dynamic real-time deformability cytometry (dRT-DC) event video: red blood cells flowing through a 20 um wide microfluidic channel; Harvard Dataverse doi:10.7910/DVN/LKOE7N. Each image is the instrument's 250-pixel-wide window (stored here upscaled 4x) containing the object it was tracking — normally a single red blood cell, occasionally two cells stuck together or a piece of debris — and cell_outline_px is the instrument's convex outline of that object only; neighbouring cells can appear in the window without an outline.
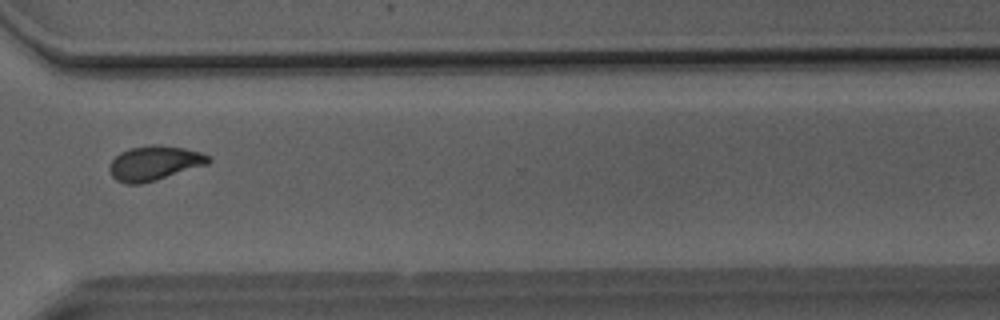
{"species": "Egyptian fruit bat (a non-hibernating species)", "species_latin": "Rousettus aegyptiacus", "temperature_condition": "room temperature", "stored_images_in_passage": 33, "camera_frame_rate_fps": 3000, "um_per_image_px": 0.085, "animal": {"sex": "male"}, "frame": {"image": 1, "passage_image": 23, "time_ms": 7.333, "image_size_px": [1000, 320], "cell_outline_px": [[212, 160], [208, 164], [156, 180], [140, 184], [124, 184], [116, 180], [112, 176], [108, 168], [108, 164], [120, 152], [128, 148], [152, 144], [160, 144], [184, 148], [200, 152], [208, 156]], "centroid_in_image_um": [13.09, 13.86], "position_along_channel_um": 357.5, "area_um2": 20.11}}
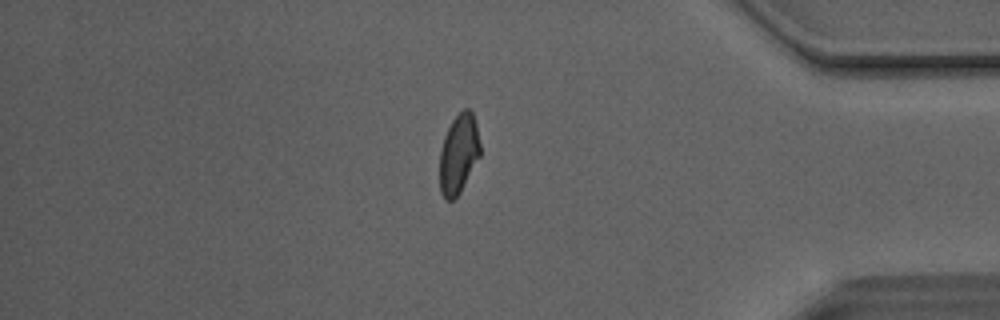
{"frame": {"image": 2, "passage_image": 28, "time_ms": 9.0, "image_size_px": [1000, 320], "cell_outline_px": [[480, 156], [460, 192], [452, 200], [444, 200], [440, 192], [440, 148], [444, 136], [452, 120], [464, 108], [468, 108], [472, 112], [476, 124], [480, 144]], "centroid_in_image_um": [38.97, 13.08], "position_along_channel_um": 396.2, "area_um2": 18.73}, "authors_computed_cell_mechanics": {"area_um2": 19.363, "velocity_mm_per_s": 4.1273, "shape_relaxation_time_tau1_ms": 5.8232, "shape_relaxation_time_tau2_ms": 1.1753, "deformation_change_tau1": 0.1544, "deformation_change_tau2": 0.0562}}